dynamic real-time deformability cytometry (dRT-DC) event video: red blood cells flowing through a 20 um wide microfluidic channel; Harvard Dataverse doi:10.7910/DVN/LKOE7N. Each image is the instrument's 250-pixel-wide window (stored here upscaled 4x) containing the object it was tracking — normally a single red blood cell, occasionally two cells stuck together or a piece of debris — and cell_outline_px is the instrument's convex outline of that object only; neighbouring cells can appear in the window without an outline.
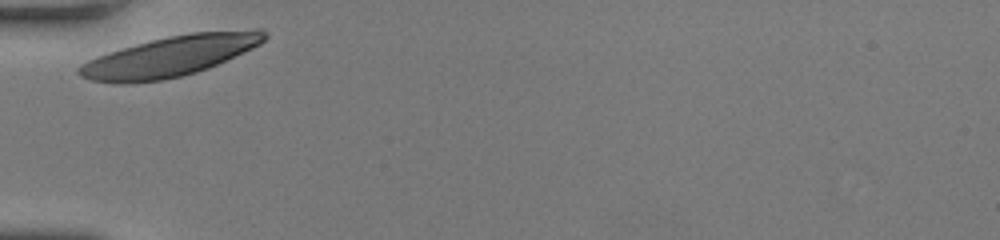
{"species": "human", "species_latin": "Homo sapiens", "temperature_condition": "room temperature", "stored_images_in_passage": 28, "camera_frame_rate_fps": 3000, "um_per_image_px": 0.085, "donor": {"sex": "female"}, "frame": {"image": 1, "passage_image": 1, "time_ms": 0.0, "image_size_px": [1000, 240], "cell_outline_px": [[268, 36], [260, 44], [252, 48], [208, 68], [196, 72], [164, 80], [120, 84], [116, 84], [92, 80], [80, 76], [76, 72], [76, 68], [80, 64], [88, 60], [136, 44], [168, 36], [192, 32], [256, 28], [264, 28], [268, 32]], "centroid_in_image_um": [14.51, 4.77], "position_along_channel_um": 70.5, "area_um2": 43.64}}
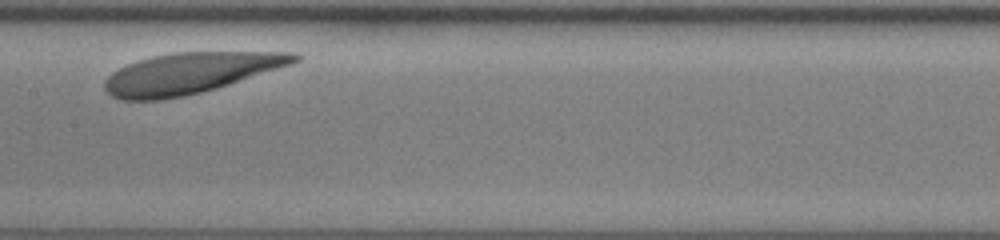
{"frame": {"image": 2, "passage_image": 12, "time_ms": 3.667, "image_size_px": [1000, 240], "cell_outline_px": [[300, 60], [216, 88], [184, 96], [160, 100], [120, 100], [112, 96], [104, 88], [104, 80], [112, 72], [136, 60], [152, 56], [172, 52], [296, 52], [300, 56]], "centroid_in_image_um": [16.08, 6.21], "position_along_channel_um": 191.3, "area_um2": 44.56}}
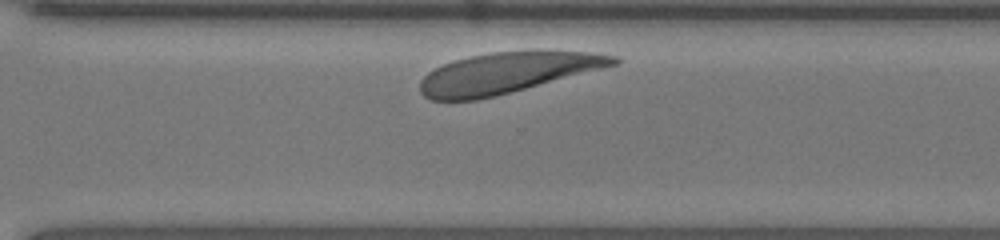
{"frame": {"image": 3, "passage_image": 24, "time_ms": 7.667, "image_size_px": [1000, 240], "cell_outline_px": [[620, 64], [496, 96], [476, 100], [432, 100], [424, 96], [420, 92], [420, 80], [428, 72], [444, 64], [456, 60], [472, 56], [492, 52], [592, 52], [620, 56]], "centroid_in_image_um": [43.12, 6.21], "position_along_channel_um": 327.5, "area_um2": 45.37}}